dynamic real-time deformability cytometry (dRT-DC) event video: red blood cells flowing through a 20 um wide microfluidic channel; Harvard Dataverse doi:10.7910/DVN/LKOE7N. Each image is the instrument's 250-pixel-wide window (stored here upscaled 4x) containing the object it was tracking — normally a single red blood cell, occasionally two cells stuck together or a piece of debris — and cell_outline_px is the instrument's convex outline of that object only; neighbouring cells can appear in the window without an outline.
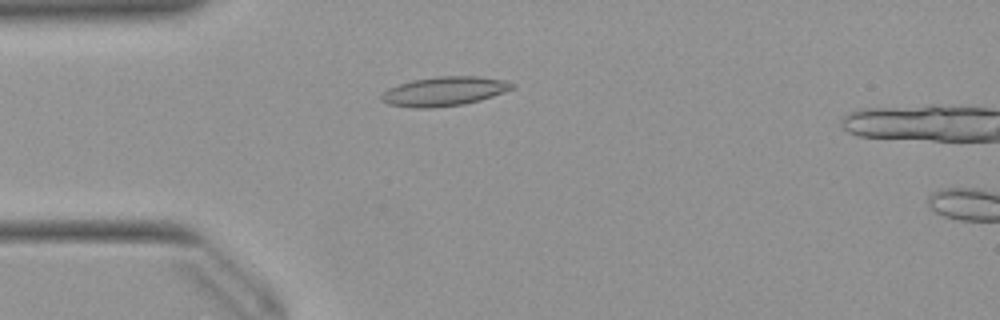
{"species": "Egyptian fruit bat (a non-hibernating species)", "species_latin": "Rousettus aegyptiacus", "temperature_condition": "warm", "stored_images_in_passage": 50, "camera_frame_rate_fps": 3000, "um_per_image_px": 0.085, "animal": {"sex": "female"}, "frame": {"image": 1, "passage_image": 13, "time_ms": 4.0, "image_size_px": [1000, 320], "cell_outline_px": [[516, 88], [480, 100], [464, 104], [428, 108], [416, 108], [388, 104], [380, 100], [380, 96], [388, 88], [412, 80], [436, 76], [480, 76], [504, 80], [516, 84]], "centroid_in_image_um": [37.78, 7.75], "position_along_channel_um": 47.2, "area_um2": 22.31}}
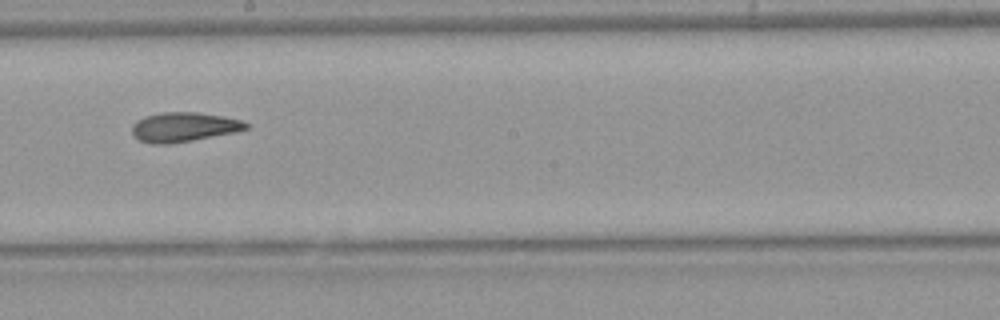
{"frame": {"image": 2, "passage_image": 28, "time_ms": 9.0, "image_size_px": [1000, 320], "cell_outline_px": [[248, 128], [240, 132], [168, 144], [152, 144], [140, 140], [132, 136], [132, 124], [136, 120], [144, 116], [160, 112], [196, 112], [224, 116], [244, 120], [248, 124]], "centroid_in_image_um": [15.64, 10.79], "position_along_channel_um": 232.6, "area_um2": 19.94}}
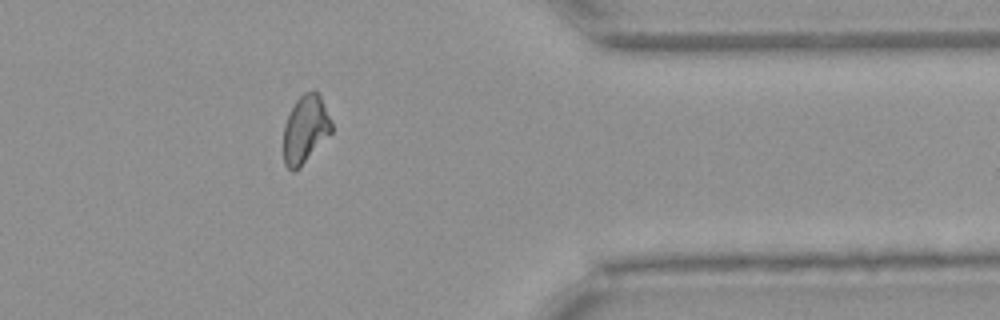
{"frame": {"image": 3, "passage_image": 41, "time_ms": 13.333, "image_size_px": [1000, 320], "cell_outline_px": [[332, 132], [300, 168], [292, 172], [284, 164], [284, 124], [296, 100], [304, 92], [312, 88], [316, 88], [332, 120]], "centroid_in_image_um": [25.97, 10.97], "position_along_channel_um": 385.4, "area_um2": 19.19}, "authors_computed_cell_mechanics": {"area_um2": 19.6809, "velocity_mm_per_s": 3.9614, "shape_relaxation_time_tau1_ms": null, "shape_relaxation_time_tau2_ms": 3.285, "deformation_change_tau1": null, "deformation_change_tau2": 0.1122}}